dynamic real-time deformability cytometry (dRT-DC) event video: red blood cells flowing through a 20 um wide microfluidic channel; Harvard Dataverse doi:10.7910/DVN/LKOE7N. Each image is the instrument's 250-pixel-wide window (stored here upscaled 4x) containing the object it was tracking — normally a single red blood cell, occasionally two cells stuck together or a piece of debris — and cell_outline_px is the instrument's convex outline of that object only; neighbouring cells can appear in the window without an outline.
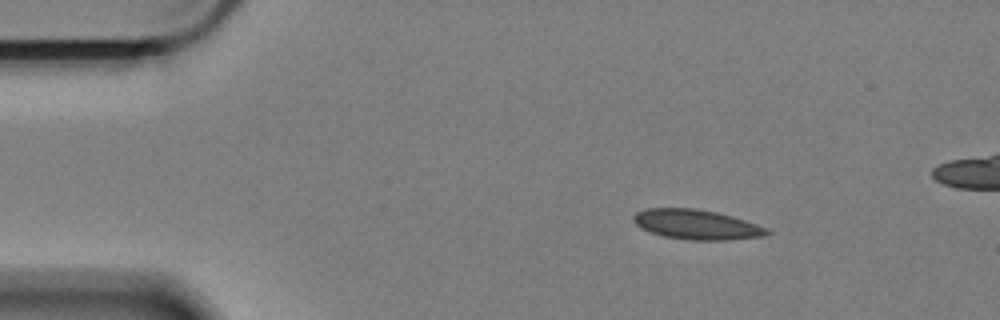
{"species": "Egyptian fruit bat (a non-hibernating species)", "species_latin": "Rousettus aegyptiacus", "temperature_condition": "cold", "stored_images_in_passage": 52, "camera_frame_rate_fps": 3000, "um_per_image_px": 0.085, "animal": {"sex": "female"}, "frame": {"image": 1, "passage_image": 1, "time_ms": 0.0, "image_size_px": [1000, 320], "cell_outline_px": [[772, 232], [768, 236], [728, 240], [692, 240], [664, 236], [652, 232], [636, 224], [632, 220], [632, 216], [636, 212], [644, 208], [696, 208], [716, 212], [732, 216], [768, 228]], "centroid_in_image_um": [59.24, 19.08], "position_along_channel_um": 25.8, "area_um2": 23.24}}
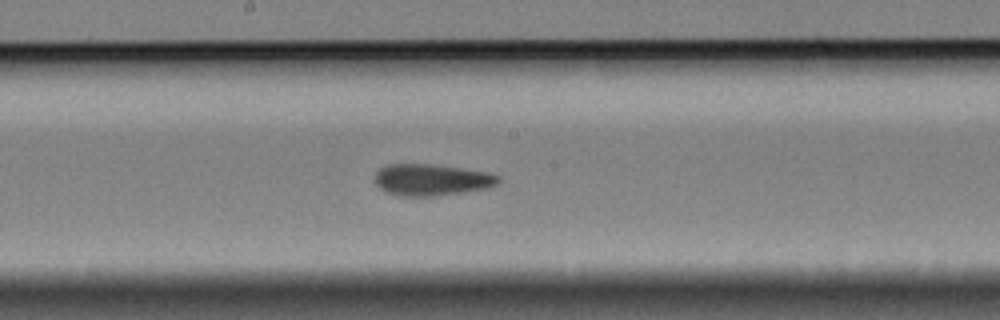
{"frame": {"image": 2, "passage_image": 23, "time_ms": 7.333, "image_size_px": [1000, 320], "cell_outline_px": [[500, 180], [496, 184], [488, 188], [464, 192], [436, 196], [400, 196], [384, 192], [376, 184], [376, 172], [380, 168], [388, 164], [428, 164], [460, 168], [488, 172], [500, 176]], "centroid_in_image_um": [36.68, 15.29], "position_along_channel_um": 211.5, "area_um2": 22.72}}
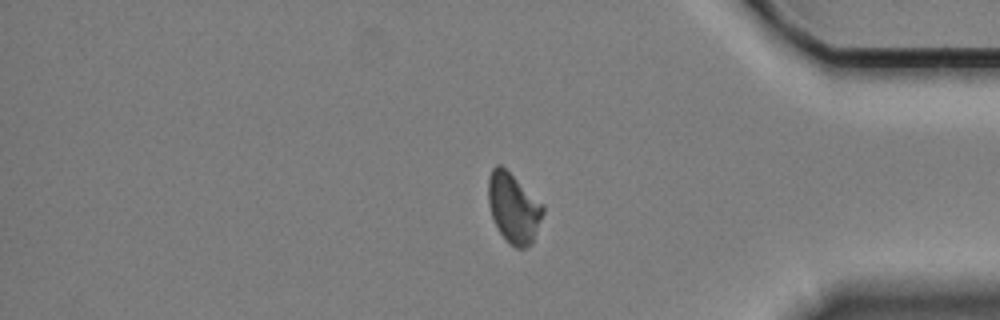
{"frame": {"image": 3, "passage_image": 41, "time_ms": 13.333, "image_size_px": [1000, 320], "cell_outline_px": [[544, 212], [532, 244], [524, 248], [516, 248], [508, 244], [500, 232], [492, 216], [488, 204], [488, 176], [492, 168], [496, 164], [500, 164], [544, 204]], "centroid_in_image_um": [43.65, 17.68], "position_along_channel_um": 391.5, "area_um2": 22.31}, "authors_computed_cell_mechanics": {"area_um2": 22.5709, "velocity_mm_per_s": 3.375, "shape_relaxation_time_tau1_ms": 8.1061, "shape_relaxation_time_tau2_ms": 3.1113, "deformation_change_tau1": 0.1297, "deformation_change_tau2": 0.0687}}